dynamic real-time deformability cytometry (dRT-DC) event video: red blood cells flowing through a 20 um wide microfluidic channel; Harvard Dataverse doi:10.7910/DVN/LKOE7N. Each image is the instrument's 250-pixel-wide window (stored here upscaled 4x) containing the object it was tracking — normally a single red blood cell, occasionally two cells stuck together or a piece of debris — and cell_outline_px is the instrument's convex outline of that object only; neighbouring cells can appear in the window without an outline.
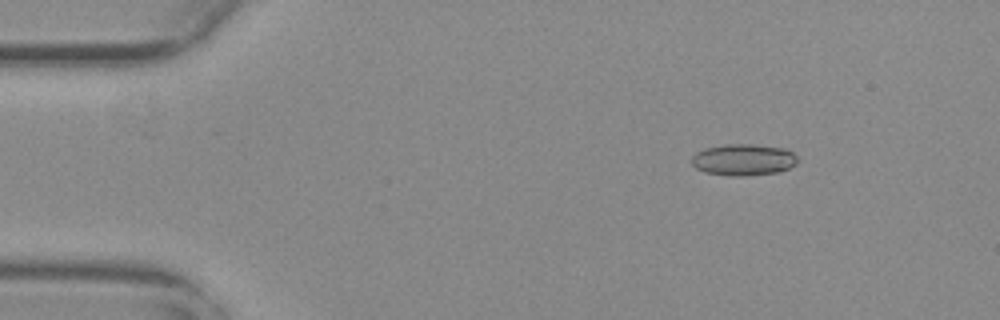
{"species": "common noctule bat (a hibernating species)", "species_latin": "Nyctalus noctula", "temperature_condition": "warm", "stored_images_in_passage": 56, "camera_frame_rate_fps": 3000, "um_per_image_px": 0.085, "animal": {"sex": "female", "body_mass_g": 29.2, "forearm_length_mm": 56.3}, "frame": {"image": 1, "passage_image": 8, "time_ms": 2.333, "image_size_px": [1000, 320], "cell_outline_px": [[796, 164], [780, 172], [744, 176], [732, 176], [704, 172], [696, 168], [692, 164], [692, 156], [696, 152], [704, 148], [724, 144], [752, 144], [784, 148], [792, 152], [796, 156]], "centroid_in_image_um": [63.17, 13.58], "position_along_channel_um": 21.8, "area_um2": 19.54}}
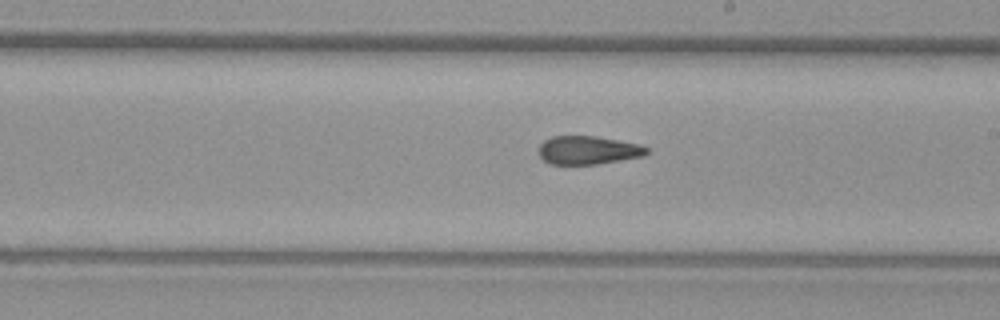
{"frame": {"image": 2, "passage_image": 32, "time_ms": 10.333, "image_size_px": [1000, 320], "cell_outline_px": [[648, 152], [644, 156], [596, 164], [548, 164], [540, 156], [540, 144], [544, 140], [552, 136], [596, 136], [640, 144], [648, 148]], "centroid_in_image_um": [49.99, 12.76], "position_along_channel_um": 239.0, "area_um2": 17.8}}
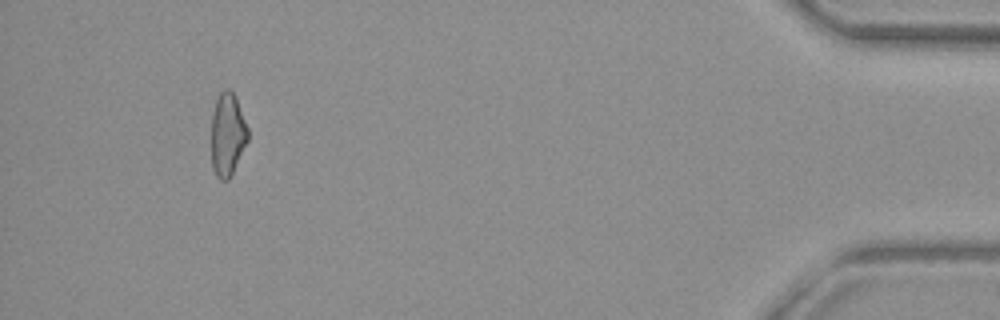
{"frame": {"image": 3, "passage_image": 52, "time_ms": 17.0, "image_size_px": [1000, 320], "cell_outline_px": [[248, 140], [228, 180], [220, 180], [216, 176], [212, 168], [212, 112], [216, 96], [224, 88], [228, 88], [236, 96], [248, 128]], "centroid_in_image_um": [19.33, 11.38], "position_along_channel_um": 415.9, "area_um2": 17.74}, "authors_computed_cell_mechanics": {"area_um2": 18.9006, "velocity_mm_per_s": 3.755, "shape_relaxation_time_tau1_ms": null, "shape_relaxation_time_tau2_ms": 2.2459, "deformation_change_tau1": null, "deformation_change_tau2": 0.1058}}